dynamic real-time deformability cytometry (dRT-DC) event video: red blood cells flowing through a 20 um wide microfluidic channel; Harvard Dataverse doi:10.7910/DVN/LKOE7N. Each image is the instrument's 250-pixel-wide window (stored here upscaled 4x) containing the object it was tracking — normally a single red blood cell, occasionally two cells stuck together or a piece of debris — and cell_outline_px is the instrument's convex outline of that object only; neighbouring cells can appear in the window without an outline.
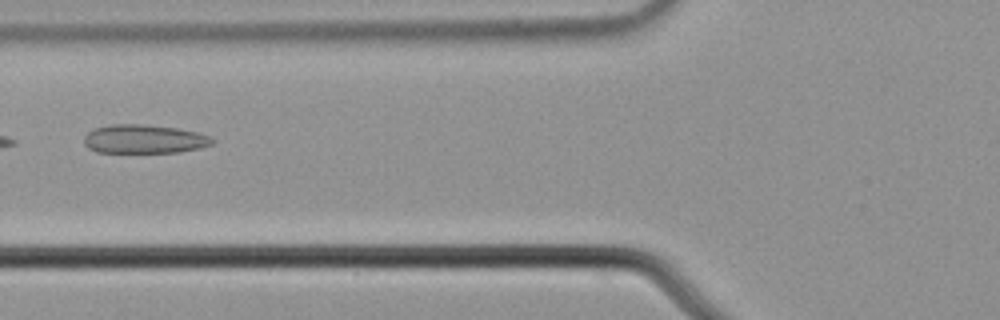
{"species": "common noctule bat (a hibernating species)", "species_latin": "Nyctalus noctula", "temperature_condition": "cold", "stored_images_in_passage": 9, "camera_frame_rate_fps": 3000, "um_per_image_px": 0.085, "animal": {"sex": "male", "body_mass_g": 21.5, "forearm_length_mm": 52.0}, "frame": {"image": 1, "passage_image": 6, "time_ms": 1.667, "image_size_px": [1000, 320], "cell_outline_px": [[216, 140], [212, 144], [200, 148], [180, 152], [96, 152], [88, 148], [84, 144], [84, 136], [92, 128], [112, 124], [140, 124], [176, 128], [200, 132]], "centroid_in_image_um": [12.24, 11.81], "position_along_channel_um": 113.6, "area_um2": 21.62}}
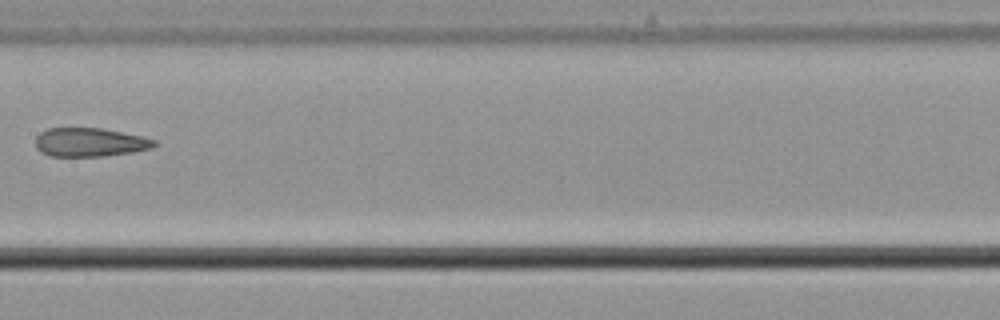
{"frame": {"image": 2, "passage_image": 8, "time_ms": 2.333, "image_size_px": [1000, 320], "cell_outline_px": [[160, 144], [152, 148], [132, 152], [104, 156], [52, 156], [40, 152], [36, 148], [36, 136], [40, 132], [48, 128], [100, 128], [144, 136], [156, 140]], "centroid_in_image_um": [7.67, 12.09], "position_along_channel_um": 199.7, "area_um2": 20.06}}
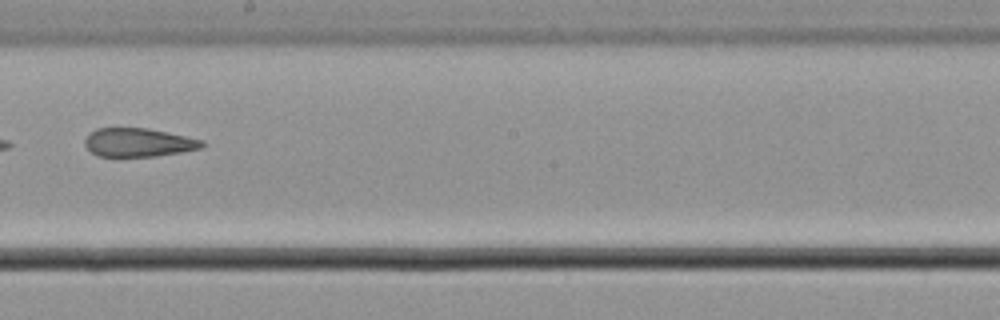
{"frame": {"image": 3, "passage_image": 9, "time_ms": 2.667, "image_size_px": [1000, 320], "cell_outline_px": [[204, 148], [156, 156], [96, 156], [84, 144], [84, 140], [96, 128], [148, 128], [204, 140]], "centroid_in_image_um": [11.79, 12.11], "position_along_channel_um": 236.4, "area_um2": 19.42}}